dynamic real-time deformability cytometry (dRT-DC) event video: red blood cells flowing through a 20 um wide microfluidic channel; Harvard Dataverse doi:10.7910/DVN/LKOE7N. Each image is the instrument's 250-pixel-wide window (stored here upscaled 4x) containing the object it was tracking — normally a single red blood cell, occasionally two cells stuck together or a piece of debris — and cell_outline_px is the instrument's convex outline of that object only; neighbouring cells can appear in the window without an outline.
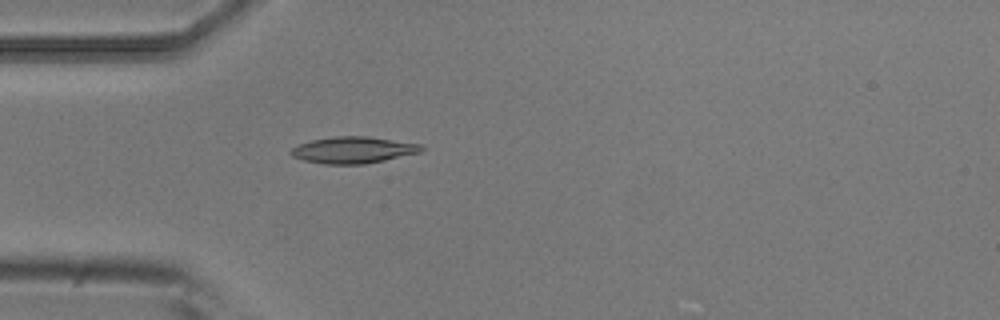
{"species": "common noctule bat (a hibernating species)", "species_latin": "Nyctalus noctula", "temperature_condition": "room temperature", "stored_images_in_passage": 4, "camera_frame_rate_fps": 3000, "um_per_image_px": 0.085, "animal": {"sex": "male", "body_mass_g": 20.5, "forearm_length_mm": 52.5}, "frame": {"image": 1, "passage_image": 4, "time_ms": 1.0, "image_size_px": [1000, 320], "cell_outline_px": [[424, 148], [420, 152], [384, 160], [364, 164], [324, 164], [304, 160], [292, 156], [288, 152], [292, 148], [300, 144], [312, 140], [336, 136], [368, 136], [424, 144]], "centroid_in_image_um": [30.04, 12.74], "position_along_channel_um": 55.0, "area_um2": 20.17}}